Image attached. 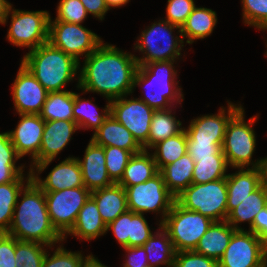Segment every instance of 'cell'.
<instances>
[{"mask_svg": "<svg viewBox=\"0 0 267 267\" xmlns=\"http://www.w3.org/2000/svg\"><path fill=\"white\" fill-rule=\"evenodd\" d=\"M175 29L180 36L173 34ZM134 47L143 54L140 58L135 56L137 64L145 65L150 62L179 59L184 41L180 27L164 19L152 23L143 30Z\"/></svg>", "mask_w": 267, "mask_h": 267, "instance_id": "obj_6", "label": "cell"}, {"mask_svg": "<svg viewBox=\"0 0 267 267\" xmlns=\"http://www.w3.org/2000/svg\"><path fill=\"white\" fill-rule=\"evenodd\" d=\"M263 182V168H238L235 173L228 174L226 177L228 191L227 216Z\"/></svg>", "mask_w": 267, "mask_h": 267, "instance_id": "obj_21", "label": "cell"}, {"mask_svg": "<svg viewBox=\"0 0 267 267\" xmlns=\"http://www.w3.org/2000/svg\"><path fill=\"white\" fill-rule=\"evenodd\" d=\"M83 267H107L104 264L101 263V261H99L98 258H95V256H91L87 262L85 263V265Z\"/></svg>", "mask_w": 267, "mask_h": 267, "instance_id": "obj_55", "label": "cell"}, {"mask_svg": "<svg viewBox=\"0 0 267 267\" xmlns=\"http://www.w3.org/2000/svg\"><path fill=\"white\" fill-rule=\"evenodd\" d=\"M84 5L87 14H92L95 18L103 20L109 8L107 7L105 0H80Z\"/></svg>", "mask_w": 267, "mask_h": 267, "instance_id": "obj_52", "label": "cell"}, {"mask_svg": "<svg viewBox=\"0 0 267 267\" xmlns=\"http://www.w3.org/2000/svg\"><path fill=\"white\" fill-rule=\"evenodd\" d=\"M153 235L144 214L131 211V229L128 247L143 246Z\"/></svg>", "mask_w": 267, "mask_h": 267, "instance_id": "obj_42", "label": "cell"}, {"mask_svg": "<svg viewBox=\"0 0 267 267\" xmlns=\"http://www.w3.org/2000/svg\"><path fill=\"white\" fill-rule=\"evenodd\" d=\"M25 165L0 163V184L14 182L20 175L24 174Z\"/></svg>", "mask_w": 267, "mask_h": 267, "instance_id": "obj_51", "label": "cell"}, {"mask_svg": "<svg viewBox=\"0 0 267 267\" xmlns=\"http://www.w3.org/2000/svg\"><path fill=\"white\" fill-rule=\"evenodd\" d=\"M102 109L101 114L98 107L92 100L80 97L79 93L74 92L73 116L79 129H92L94 132L103 124V121L110 115V101ZM95 106V107H94ZM97 110V111H96ZM98 112V113H97Z\"/></svg>", "mask_w": 267, "mask_h": 267, "instance_id": "obj_33", "label": "cell"}, {"mask_svg": "<svg viewBox=\"0 0 267 267\" xmlns=\"http://www.w3.org/2000/svg\"><path fill=\"white\" fill-rule=\"evenodd\" d=\"M83 62L77 77V88L83 93H98L108 101L133 93L138 68L134 54L103 42Z\"/></svg>", "mask_w": 267, "mask_h": 267, "instance_id": "obj_1", "label": "cell"}, {"mask_svg": "<svg viewBox=\"0 0 267 267\" xmlns=\"http://www.w3.org/2000/svg\"><path fill=\"white\" fill-rule=\"evenodd\" d=\"M195 162L192 184H205L226 178L228 163L225 155H213V158H192Z\"/></svg>", "mask_w": 267, "mask_h": 267, "instance_id": "obj_36", "label": "cell"}, {"mask_svg": "<svg viewBox=\"0 0 267 267\" xmlns=\"http://www.w3.org/2000/svg\"><path fill=\"white\" fill-rule=\"evenodd\" d=\"M172 108L166 110H155L151 119L150 132L147 143L142 147L143 150H151L157 143L169 137L179 134L185 127L182 122L177 120L172 113ZM172 113V114H171Z\"/></svg>", "mask_w": 267, "mask_h": 267, "instance_id": "obj_30", "label": "cell"}, {"mask_svg": "<svg viewBox=\"0 0 267 267\" xmlns=\"http://www.w3.org/2000/svg\"><path fill=\"white\" fill-rule=\"evenodd\" d=\"M15 130L9 133L10 140L18 155H30L33 162L39 155L45 120L38 114H19Z\"/></svg>", "mask_w": 267, "mask_h": 267, "instance_id": "obj_18", "label": "cell"}, {"mask_svg": "<svg viewBox=\"0 0 267 267\" xmlns=\"http://www.w3.org/2000/svg\"><path fill=\"white\" fill-rule=\"evenodd\" d=\"M158 173L159 170L152 153L148 152V150H142L130 158L118 184L122 187L141 184L153 178Z\"/></svg>", "mask_w": 267, "mask_h": 267, "instance_id": "obj_29", "label": "cell"}, {"mask_svg": "<svg viewBox=\"0 0 267 267\" xmlns=\"http://www.w3.org/2000/svg\"><path fill=\"white\" fill-rule=\"evenodd\" d=\"M73 106L74 92L65 89L64 91L49 92L39 115L45 121H74Z\"/></svg>", "mask_w": 267, "mask_h": 267, "instance_id": "obj_34", "label": "cell"}, {"mask_svg": "<svg viewBox=\"0 0 267 267\" xmlns=\"http://www.w3.org/2000/svg\"><path fill=\"white\" fill-rule=\"evenodd\" d=\"M102 220L108 225L128 210L125 189L118 183L91 192Z\"/></svg>", "mask_w": 267, "mask_h": 267, "instance_id": "obj_23", "label": "cell"}, {"mask_svg": "<svg viewBox=\"0 0 267 267\" xmlns=\"http://www.w3.org/2000/svg\"><path fill=\"white\" fill-rule=\"evenodd\" d=\"M176 60L150 62L145 65H138L134 76V88L138 85L151 86L145 96L138 99L144 101L154 110H166L174 107V103L184 100L182 89L178 85L177 70L174 68ZM145 84V85H144ZM172 106V107H171Z\"/></svg>", "mask_w": 267, "mask_h": 267, "instance_id": "obj_4", "label": "cell"}, {"mask_svg": "<svg viewBox=\"0 0 267 267\" xmlns=\"http://www.w3.org/2000/svg\"><path fill=\"white\" fill-rule=\"evenodd\" d=\"M32 179L43 192L85 187L81 168L76 157H68L61 161L49 172L44 180L39 175H32Z\"/></svg>", "mask_w": 267, "mask_h": 267, "instance_id": "obj_20", "label": "cell"}, {"mask_svg": "<svg viewBox=\"0 0 267 267\" xmlns=\"http://www.w3.org/2000/svg\"><path fill=\"white\" fill-rule=\"evenodd\" d=\"M127 96L110 101V114L126 127L137 143L143 147L148 141L154 109L144 101Z\"/></svg>", "mask_w": 267, "mask_h": 267, "instance_id": "obj_14", "label": "cell"}, {"mask_svg": "<svg viewBox=\"0 0 267 267\" xmlns=\"http://www.w3.org/2000/svg\"><path fill=\"white\" fill-rule=\"evenodd\" d=\"M58 4L53 21L81 24L88 15L80 0H60Z\"/></svg>", "mask_w": 267, "mask_h": 267, "instance_id": "obj_41", "label": "cell"}, {"mask_svg": "<svg viewBox=\"0 0 267 267\" xmlns=\"http://www.w3.org/2000/svg\"><path fill=\"white\" fill-rule=\"evenodd\" d=\"M236 230L226 221H214L201 237L195 252L219 260Z\"/></svg>", "mask_w": 267, "mask_h": 267, "instance_id": "obj_25", "label": "cell"}, {"mask_svg": "<svg viewBox=\"0 0 267 267\" xmlns=\"http://www.w3.org/2000/svg\"><path fill=\"white\" fill-rule=\"evenodd\" d=\"M48 42L80 62V56L86 58L104 41L81 24L52 21L50 15Z\"/></svg>", "mask_w": 267, "mask_h": 267, "instance_id": "obj_11", "label": "cell"}, {"mask_svg": "<svg viewBox=\"0 0 267 267\" xmlns=\"http://www.w3.org/2000/svg\"><path fill=\"white\" fill-rule=\"evenodd\" d=\"M19 197H22L20 202ZM7 234L17 240L39 242L50 247L64 241L52 226L45 194L33 179L26 182L19 193Z\"/></svg>", "mask_w": 267, "mask_h": 267, "instance_id": "obj_2", "label": "cell"}, {"mask_svg": "<svg viewBox=\"0 0 267 267\" xmlns=\"http://www.w3.org/2000/svg\"><path fill=\"white\" fill-rule=\"evenodd\" d=\"M92 254L83 256L81 252H71L59 245L53 255L49 257V252H46L41 267H83Z\"/></svg>", "mask_w": 267, "mask_h": 267, "instance_id": "obj_39", "label": "cell"}, {"mask_svg": "<svg viewBox=\"0 0 267 267\" xmlns=\"http://www.w3.org/2000/svg\"><path fill=\"white\" fill-rule=\"evenodd\" d=\"M216 15L212 9L195 7L180 28L183 40L187 38L186 43L192 44L194 40L210 36L217 24Z\"/></svg>", "mask_w": 267, "mask_h": 267, "instance_id": "obj_28", "label": "cell"}, {"mask_svg": "<svg viewBox=\"0 0 267 267\" xmlns=\"http://www.w3.org/2000/svg\"><path fill=\"white\" fill-rule=\"evenodd\" d=\"M248 231L256 234L267 246V206L255 216L253 225Z\"/></svg>", "mask_w": 267, "mask_h": 267, "instance_id": "obj_50", "label": "cell"}, {"mask_svg": "<svg viewBox=\"0 0 267 267\" xmlns=\"http://www.w3.org/2000/svg\"><path fill=\"white\" fill-rule=\"evenodd\" d=\"M19 159H21V157L13 146L9 133H0V163L16 164V161Z\"/></svg>", "mask_w": 267, "mask_h": 267, "instance_id": "obj_48", "label": "cell"}, {"mask_svg": "<svg viewBox=\"0 0 267 267\" xmlns=\"http://www.w3.org/2000/svg\"><path fill=\"white\" fill-rule=\"evenodd\" d=\"M244 108L242 107L228 122L222 151L226 157L228 166L238 168H263L264 158L256 161L252 160L256 148L255 131L253 124L258 120V116H253L245 121Z\"/></svg>", "mask_w": 267, "mask_h": 267, "instance_id": "obj_5", "label": "cell"}, {"mask_svg": "<svg viewBox=\"0 0 267 267\" xmlns=\"http://www.w3.org/2000/svg\"><path fill=\"white\" fill-rule=\"evenodd\" d=\"M91 140L101 146H116L133 154L143 149L133 138L132 133L110 114L93 133Z\"/></svg>", "mask_w": 267, "mask_h": 267, "instance_id": "obj_22", "label": "cell"}, {"mask_svg": "<svg viewBox=\"0 0 267 267\" xmlns=\"http://www.w3.org/2000/svg\"><path fill=\"white\" fill-rule=\"evenodd\" d=\"M267 206V185L263 182L254 192L250 193L235 209L227 216L226 221L235 230H244L238 224L248 222L252 227L255 216Z\"/></svg>", "mask_w": 267, "mask_h": 267, "instance_id": "obj_27", "label": "cell"}, {"mask_svg": "<svg viewBox=\"0 0 267 267\" xmlns=\"http://www.w3.org/2000/svg\"><path fill=\"white\" fill-rule=\"evenodd\" d=\"M24 176L22 174L14 182L0 184V233L8 232L19 193L26 185L24 182L32 179L31 171L29 170L27 177Z\"/></svg>", "mask_w": 267, "mask_h": 267, "instance_id": "obj_32", "label": "cell"}, {"mask_svg": "<svg viewBox=\"0 0 267 267\" xmlns=\"http://www.w3.org/2000/svg\"><path fill=\"white\" fill-rule=\"evenodd\" d=\"M226 178L205 184H191L184 189L175 201L187 210L196 211L213 221L227 219Z\"/></svg>", "mask_w": 267, "mask_h": 267, "instance_id": "obj_8", "label": "cell"}, {"mask_svg": "<svg viewBox=\"0 0 267 267\" xmlns=\"http://www.w3.org/2000/svg\"><path fill=\"white\" fill-rule=\"evenodd\" d=\"M152 153L158 170L172 164L187 153V133L183 129L179 134L157 143Z\"/></svg>", "mask_w": 267, "mask_h": 267, "instance_id": "obj_35", "label": "cell"}, {"mask_svg": "<svg viewBox=\"0 0 267 267\" xmlns=\"http://www.w3.org/2000/svg\"><path fill=\"white\" fill-rule=\"evenodd\" d=\"M227 102L228 108L220 107L217 114L202 115L192 119L189 126L184 128L187 135L193 141L223 142L228 122L242 108L240 104L237 106Z\"/></svg>", "mask_w": 267, "mask_h": 267, "instance_id": "obj_17", "label": "cell"}, {"mask_svg": "<svg viewBox=\"0 0 267 267\" xmlns=\"http://www.w3.org/2000/svg\"><path fill=\"white\" fill-rule=\"evenodd\" d=\"M195 7L194 0H168L165 20L181 28Z\"/></svg>", "mask_w": 267, "mask_h": 267, "instance_id": "obj_43", "label": "cell"}, {"mask_svg": "<svg viewBox=\"0 0 267 267\" xmlns=\"http://www.w3.org/2000/svg\"><path fill=\"white\" fill-rule=\"evenodd\" d=\"M107 233V225L102 220L95 201L89 197L80 209L78 217L72 229L63 237L68 235L77 236L82 240H93Z\"/></svg>", "mask_w": 267, "mask_h": 267, "instance_id": "obj_24", "label": "cell"}, {"mask_svg": "<svg viewBox=\"0 0 267 267\" xmlns=\"http://www.w3.org/2000/svg\"><path fill=\"white\" fill-rule=\"evenodd\" d=\"M46 247L52 248L39 242L21 241L15 238L16 267H41L47 252Z\"/></svg>", "mask_w": 267, "mask_h": 267, "instance_id": "obj_37", "label": "cell"}, {"mask_svg": "<svg viewBox=\"0 0 267 267\" xmlns=\"http://www.w3.org/2000/svg\"><path fill=\"white\" fill-rule=\"evenodd\" d=\"M123 249L128 253L123 267H149L147 253L143 246L124 247Z\"/></svg>", "mask_w": 267, "mask_h": 267, "instance_id": "obj_49", "label": "cell"}, {"mask_svg": "<svg viewBox=\"0 0 267 267\" xmlns=\"http://www.w3.org/2000/svg\"><path fill=\"white\" fill-rule=\"evenodd\" d=\"M102 147H104L105 152L107 173L114 183H118L124 174L130 158L134 154L131 151L116 146Z\"/></svg>", "mask_w": 267, "mask_h": 267, "instance_id": "obj_38", "label": "cell"}, {"mask_svg": "<svg viewBox=\"0 0 267 267\" xmlns=\"http://www.w3.org/2000/svg\"><path fill=\"white\" fill-rule=\"evenodd\" d=\"M78 129L75 121H45L39 155L30 165L31 175L42 173L68 145L71 136Z\"/></svg>", "mask_w": 267, "mask_h": 267, "instance_id": "obj_15", "label": "cell"}, {"mask_svg": "<svg viewBox=\"0 0 267 267\" xmlns=\"http://www.w3.org/2000/svg\"><path fill=\"white\" fill-rule=\"evenodd\" d=\"M158 228L160 230L155 232L143 245L147 253L149 267H160V265L173 267L176 253L173 243L161 224Z\"/></svg>", "mask_w": 267, "mask_h": 267, "instance_id": "obj_31", "label": "cell"}, {"mask_svg": "<svg viewBox=\"0 0 267 267\" xmlns=\"http://www.w3.org/2000/svg\"><path fill=\"white\" fill-rule=\"evenodd\" d=\"M21 63L48 92L64 91L80 69V62L49 42L26 53Z\"/></svg>", "mask_w": 267, "mask_h": 267, "instance_id": "obj_3", "label": "cell"}, {"mask_svg": "<svg viewBox=\"0 0 267 267\" xmlns=\"http://www.w3.org/2000/svg\"><path fill=\"white\" fill-rule=\"evenodd\" d=\"M245 25L261 30L267 27V0H241Z\"/></svg>", "mask_w": 267, "mask_h": 267, "instance_id": "obj_40", "label": "cell"}, {"mask_svg": "<svg viewBox=\"0 0 267 267\" xmlns=\"http://www.w3.org/2000/svg\"><path fill=\"white\" fill-rule=\"evenodd\" d=\"M218 267H267V246L253 232L236 230Z\"/></svg>", "mask_w": 267, "mask_h": 267, "instance_id": "obj_13", "label": "cell"}, {"mask_svg": "<svg viewBox=\"0 0 267 267\" xmlns=\"http://www.w3.org/2000/svg\"><path fill=\"white\" fill-rule=\"evenodd\" d=\"M0 267H16L15 238L7 233H0Z\"/></svg>", "mask_w": 267, "mask_h": 267, "instance_id": "obj_47", "label": "cell"}, {"mask_svg": "<svg viewBox=\"0 0 267 267\" xmlns=\"http://www.w3.org/2000/svg\"><path fill=\"white\" fill-rule=\"evenodd\" d=\"M12 4L7 0H0V24L3 23Z\"/></svg>", "mask_w": 267, "mask_h": 267, "instance_id": "obj_53", "label": "cell"}, {"mask_svg": "<svg viewBox=\"0 0 267 267\" xmlns=\"http://www.w3.org/2000/svg\"><path fill=\"white\" fill-rule=\"evenodd\" d=\"M129 1L130 0H105V3L110 10L111 8L121 7L127 4Z\"/></svg>", "mask_w": 267, "mask_h": 267, "instance_id": "obj_54", "label": "cell"}, {"mask_svg": "<svg viewBox=\"0 0 267 267\" xmlns=\"http://www.w3.org/2000/svg\"><path fill=\"white\" fill-rule=\"evenodd\" d=\"M214 221L174 202L161 226L168 232L176 252L193 251Z\"/></svg>", "mask_w": 267, "mask_h": 267, "instance_id": "obj_7", "label": "cell"}, {"mask_svg": "<svg viewBox=\"0 0 267 267\" xmlns=\"http://www.w3.org/2000/svg\"><path fill=\"white\" fill-rule=\"evenodd\" d=\"M131 229V210H127L119 215L114 221L107 225V231L112 230L118 243L124 247H128V236Z\"/></svg>", "mask_w": 267, "mask_h": 267, "instance_id": "obj_46", "label": "cell"}, {"mask_svg": "<svg viewBox=\"0 0 267 267\" xmlns=\"http://www.w3.org/2000/svg\"><path fill=\"white\" fill-rule=\"evenodd\" d=\"M44 194L51 224L64 237L74 226L91 192L85 187H76Z\"/></svg>", "mask_w": 267, "mask_h": 267, "instance_id": "obj_12", "label": "cell"}, {"mask_svg": "<svg viewBox=\"0 0 267 267\" xmlns=\"http://www.w3.org/2000/svg\"><path fill=\"white\" fill-rule=\"evenodd\" d=\"M3 21L6 24L8 17H11L10 28L7 33V40L15 46L27 47L31 50L48 42L49 12L25 11L12 8Z\"/></svg>", "mask_w": 267, "mask_h": 267, "instance_id": "obj_9", "label": "cell"}, {"mask_svg": "<svg viewBox=\"0 0 267 267\" xmlns=\"http://www.w3.org/2000/svg\"><path fill=\"white\" fill-rule=\"evenodd\" d=\"M173 267H218V261L193 251L175 253Z\"/></svg>", "mask_w": 267, "mask_h": 267, "instance_id": "obj_44", "label": "cell"}, {"mask_svg": "<svg viewBox=\"0 0 267 267\" xmlns=\"http://www.w3.org/2000/svg\"><path fill=\"white\" fill-rule=\"evenodd\" d=\"M264 159H265L264 160V167H263V169H264V182L267 185V157Z\"/></svg>", "mask_w": 267, "mask_h": 267, "instance_id": "obj_56", "label": "cell"}, {"mask_svg": "<svg viewBox=\"0 0 267 267\" xmlns=\"http://www.w3.org/2000/svg\"><path fill=\"white\" fill-rule=\"evenodd\" d=\"M11 88L18 114H40L49 92L22 63Z\"/></svg>", "mask_w": 267, "mask_h": 267, "instance_id": "obj_16", "label": "cell"}, {"mask_svg": "<svg viewBox=\"0 0 267 267\" xmlns=\"http://www.w3.org/2000/svg\"><path fill=\"white\" fill-rule=\"evenodd\" d=\"M194 166L195 162L186 153L172 164L165 165L159 170L166 187L175 198L192 184Z\"/></svg>", "mask_w": 267, "mask_h": 267, "instance_id": "obj_26", "label": "cell"}, {"mask_svg": "<svg viewBox=\"0 0 267 267\" xmlns=\"http://www.w3.org/2000/svg\"><path fill=\"white\" fill-rule=\"evenodd\" d=\"M223 142L193 141L187 135V153L191 158H213V155H224Z\"/></svg>", "mask_w": 267, "mask_h": 267, "instance_id": "obj_45", "label": "cell"}, {"mask_svg": "<svg viewBox=\"0 0 267 267\" xmlns=\"http://www.w3.org/2000/svg\"><path fill=\"white\" fill-rule=\"evenodd\" d=\"M76 158L81 168L85 188L90 192L114 184L107 173L104 147L90 140L83 160Z\"/></svg>", "mask_w": 267, "mask_h": 267, "instance_id": "obj_19", "label": "cell"}, {"mask_svg": "<svg viewBox=\"0 0 267 267\" xmlns=\"http://www.w3.org/2000/svg\"><path fill=\"white\" fill-rule=\"evenodd\" d=\"M262 30H264V31H265V30H267V27H266V28H264V29H262ZM266 47H267V45H266ZM265 56H267V51H266V55H265Z\"/></svg>", "mask_w": 267, "mask_h": 267, "instance_id": "obj_57", "label": "cell"}, {"mask_svg": "<svg viewBox=\"0 0 267 267\" xmlns=\"http://www.w3.org/2000/svg\"><path fill=\"white\" fill-rule=\"evenodd\" d=\"M126 191L128 210L135 213H161V224L170 212L175 196L168 190L164 178L158 173L144 183L123 187Z\"/></svg>", "mask_w": 267, "mask_h": 267, "instance_id": "obj_10", "label": "cell"}]
</instances>
